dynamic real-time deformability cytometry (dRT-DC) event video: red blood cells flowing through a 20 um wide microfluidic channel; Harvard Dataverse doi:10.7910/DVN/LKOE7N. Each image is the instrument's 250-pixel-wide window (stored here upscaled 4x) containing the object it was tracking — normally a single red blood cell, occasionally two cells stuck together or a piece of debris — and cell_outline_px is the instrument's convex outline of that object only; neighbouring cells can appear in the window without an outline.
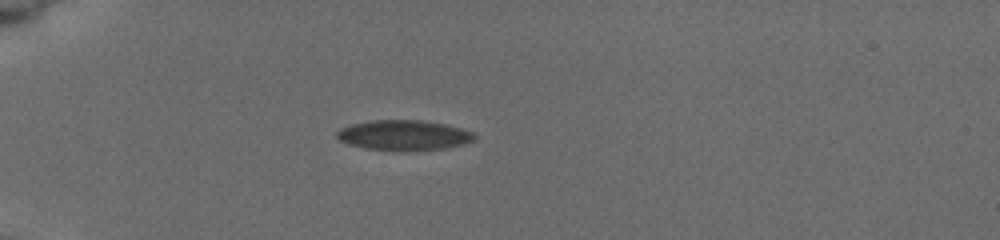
{"species": "common noctule bat (a hibernating species)", "species_latin": "Nyctalus noctula", "temperature_condition": "cold", "stored_images_in_passage": 11, "camera_frame_rate_fps": 3000, "um_per_image_px": 0.085, "animal": {"sex": "female", "body_mass_g": 19.5, "forearm_length_mm": 54.1}, "frame": {"image": 1, "passage_image": 5, "time_ms": 4.0, "image_size_px": [1000, 240], "cell_outline_px": [[476, 140], [464, 144], [444, 148], [408, 152], [396, 152], [364, 148], [348, 144], [340, 140], [336, 136], [336, 132], [340, 128], [348, 124], [372, 120], [420, 120], [448, 124], [476, 132]], "centroid_in_image_um": [34.35, 11.5], "position_along_channel_um": 50.7, "area_um2": 24.97}}
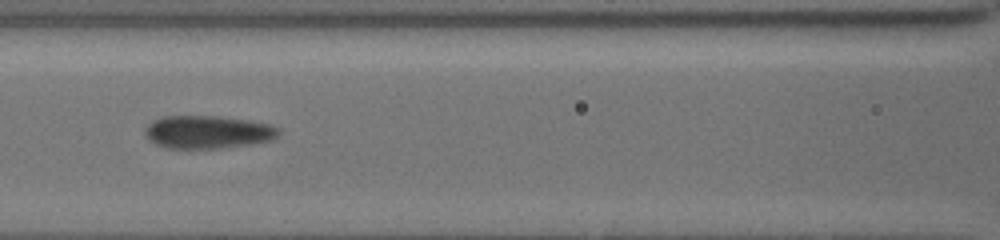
{"frame": {"image": 2, "passage_image": 8, "time_ms": 7.333, "image_size_px": [1000, 240], "cell_outline_px": [[280, 132], [272, 140], [252, 144], [224, 148], [164, 148], [148, 140], [144, 136], [144, 128], [152, 120], [164, 116], [220, 116], [248, 120], [268, 124], [280, 128]], "centroid_in_image_um": [17.62, 11.22], "position_along_channel_um": 149.0, "area_um2": 25.95}}
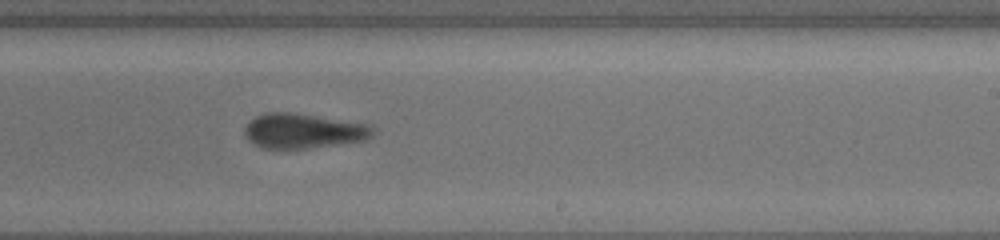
{"frame": {"image": 3, "passage_image": 11, "time_ms": 10.333, "image_size_px": [1000, 240], "cell_outline_px": [[372, 136], [364, 140], [304, 148], [264, 148], [248, 140], [244, 136], [244, 128], [256, 116], [268, 112], [288, 112], [368, 124], [372, 128]], "centroid_in_image_um": [25.73, 11.12], "position_along_channel_um": 263.3, "area_um2": 25.32}}